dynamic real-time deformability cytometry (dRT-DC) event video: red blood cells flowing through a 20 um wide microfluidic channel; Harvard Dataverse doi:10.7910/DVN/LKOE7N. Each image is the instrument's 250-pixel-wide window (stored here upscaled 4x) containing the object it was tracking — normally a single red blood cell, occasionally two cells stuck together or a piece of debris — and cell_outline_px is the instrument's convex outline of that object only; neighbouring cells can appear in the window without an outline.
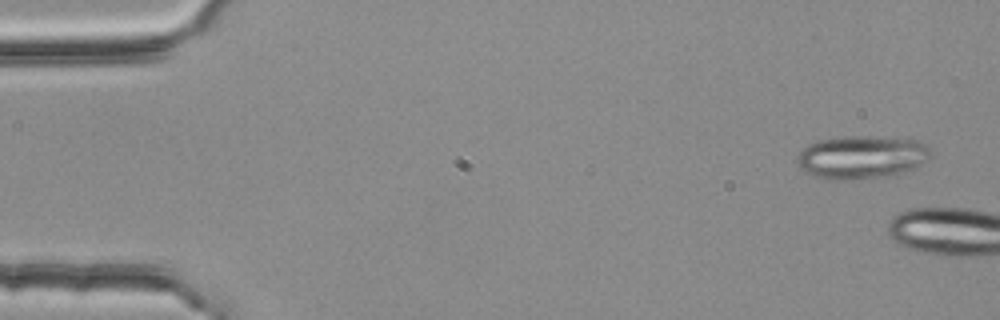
{"species": "common noctule bat (a hibernating species)", "species_latin": "Nyctalus noctula", "temperature_condition": "room temperature", "stored_images_in_passage": 2, "camera_frame_rate_fps": 3000, "um_per_image_px": 0.085, "animal": {"sex": "female", "body_mass_g": 25.1}, "frame": {"image": 1, "passage_image": 1, "time_ms": 0.0, "image_size_px": [1000, 320], "cell_outline_px": [[928, 156], [916, 168], [892, 176], [852, 180], [828, 180], [812, 176], [804, 172], [800, 168], [796, 160], [796, 156], [800, 148], [816, 140], [844, 136], [864, 136], [916, 140], [924, 144], [928, 148]], "centroid_in_image_um": [73.12, 13.38], "position_along_channel_um": 11.9, "area_um2": 33.93}}